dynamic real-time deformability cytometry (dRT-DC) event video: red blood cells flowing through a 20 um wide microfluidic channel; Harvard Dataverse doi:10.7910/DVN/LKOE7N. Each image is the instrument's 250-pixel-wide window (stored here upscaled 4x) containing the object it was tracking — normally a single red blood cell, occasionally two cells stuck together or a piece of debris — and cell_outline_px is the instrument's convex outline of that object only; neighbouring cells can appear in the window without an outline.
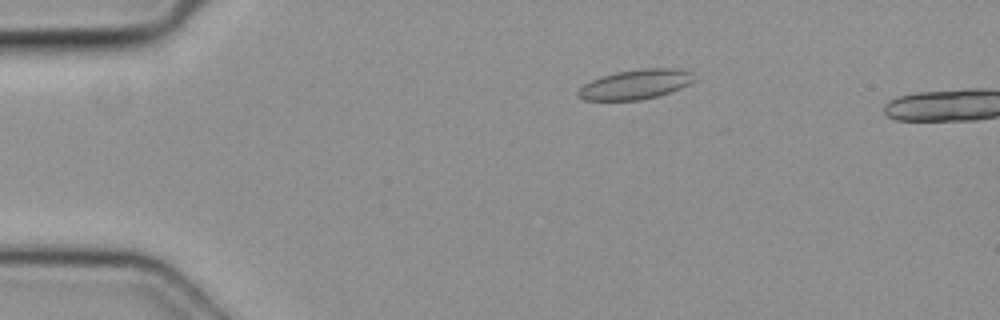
{"species": "common noctule bat (a hibernating species)", "species_latin": "Nyctalus noctula", "temperature_condition": "cold", "stored_images_in_passage": 3, "camera_frame_rate_fps": 3000, "um_per_image_px": 0.085, "animal": {"sex": "female", "body_mass_g": 19.3, "forearm_length_mm": 54.1}, "frame": {"image": 1, "passage_image": 2, "time_ms": 0.333, "image_size_px": [1000, 320], "cell_outline_px": [[696, 80], [680, 88], [656, 96], [640, 100], [584, 100], [576, 96], [576, 92], [584, 84], [592, 80], [616, 72], [644, 68], [680, 68], [692, 72]], "centroid_in_image_um": [54.02, 7.16], "position_along_channel_um": 31.0, "area_um2": 20.0}}